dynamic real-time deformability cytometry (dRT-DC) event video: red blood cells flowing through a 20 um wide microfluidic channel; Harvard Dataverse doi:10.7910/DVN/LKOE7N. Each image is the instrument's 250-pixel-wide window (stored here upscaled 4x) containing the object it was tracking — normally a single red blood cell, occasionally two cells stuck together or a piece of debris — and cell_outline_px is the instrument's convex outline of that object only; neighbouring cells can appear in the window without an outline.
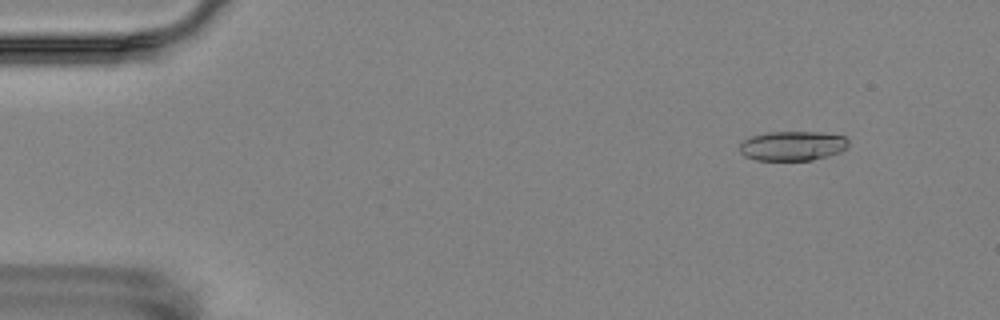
{"species": "Egyptian fruit bat (a non-hibernating species)", "species_latin": "Rousettus aegyptiacus", "temperature_condition": "room temperature", "stored_images_in_passage": 7, "camera_frame_rate_fps": 3000, "um_per_image_px": 0.085, "animal": {"sex": "female"}, "frame": {"image": 1, "passage_image": 2, "time_ms": 1.333, "image_size_px": [1000, 320], "cell_outline_px": [[848, 148], [840, 152], [828, 156], [812, 160], [756, 160], [744, 156], [740, 152], [740, 144], [748, 136], [768, 132], [820, 132], [844, 136], [848, 140]], "centroid_in_image_um": [67.36, 12.39], "position_along_channel_um": 17.6, "area_um2": 18.9}}
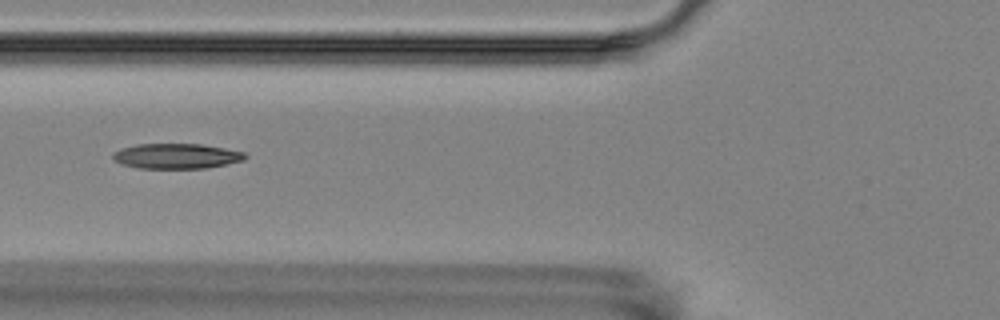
{"frame": {"image": 2, "passage_image": 6, "time_ms": 6.667, "image_size_px": [1000, 320], "cell_outline_px": [[248, 156], [244, 160], [228, 164], [204, 168], [140, 168], [124, 164], [116, 160], [112, 156], [112, 152], [120, 148], [136, 144], [200, 144], [224, 148], [244, 152]], "centroid_in_image_um": [15.01, 13.26], "position_along_channel_um": 110.8, "area_um2": 19.31}}
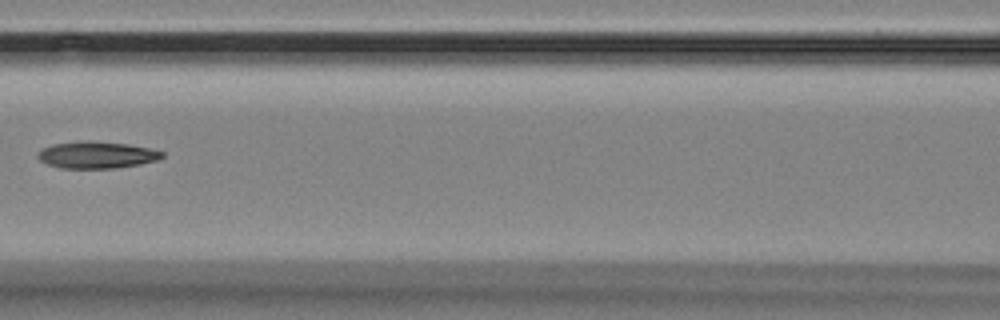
{"frame": {"image": 3, "passage_image": 7, "time_ms": 8.0, "image_size_px": [1000, 320], "cell_outline_px": [[164, 156], [156, 160], [140, 164], [116, 168], [60, 168], [48, 164], [40, 160], [36, 156], [44, 148], [52, 144], [128, 144], [148, 148], [164, 152]], "centroid_in_image_um": [8.26, 13.23], "position_along_channel_um": 158.3, "area_um2": 18.21}}